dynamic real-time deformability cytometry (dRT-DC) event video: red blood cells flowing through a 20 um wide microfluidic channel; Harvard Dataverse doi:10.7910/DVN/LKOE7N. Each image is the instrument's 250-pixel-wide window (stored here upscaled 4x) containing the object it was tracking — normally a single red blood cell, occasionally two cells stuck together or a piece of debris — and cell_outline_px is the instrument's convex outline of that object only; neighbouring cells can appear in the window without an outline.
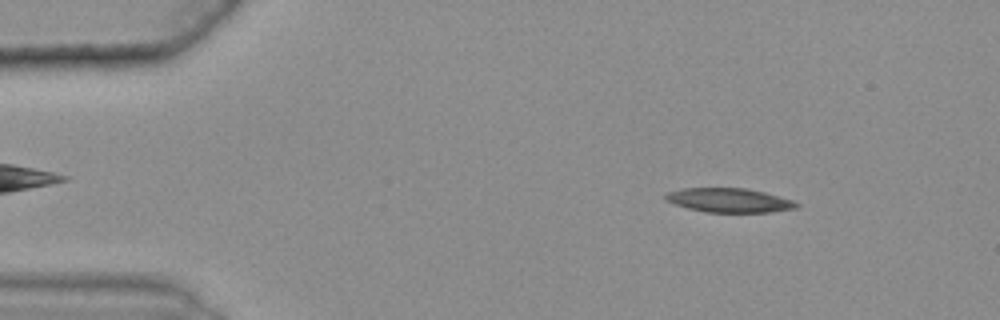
{"species": "common noctule bat (a hibernating species)", "species_latin": "Nyctalus noctula", "temperature_condition": "warm", "stored_images_in_passage": 47, "camera_frame_rate_fps": 3000, "um_per_image_px": 0.085, "animal": {"sex": "female", "body_mass_g": 25.1}, "frame": {"image": 1, "passage_image": 7, "time_ms": 2.0, "image_size_px": [1000, 320], "cell_outline_px": [[800, 204], [796, 208], [768, 212], [704, 212], [688, 208], [676, 204], [668, 200], [664, 196], [668, 192], [680, 188], [748, 188], [764, 192], [792, 200]], "centroid_in_image_um": [61.98, 17.02], "position_along_channel_um": 23.0, "area_um2": 18.26}}
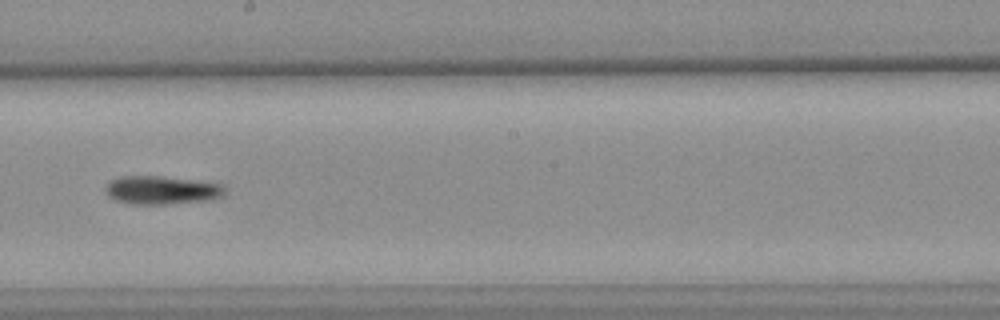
{"frame": {"image": 2, "passage_image": 31, "time_ms": 10.0, "image_size_px": [1000, 320], "cell_outline_px": [[228, 196], [216, 200], [164, 204], [128, 204], [116, 200], [108, 196], [104, 188], [112, 180], [120, 176], [160, 176], [208, 180], [224, 184], [228, 192]], "centroid_in_image_um": [13.91, 16.15], "position_along_channel_um": 234.3, "area_um2": 20.63}}
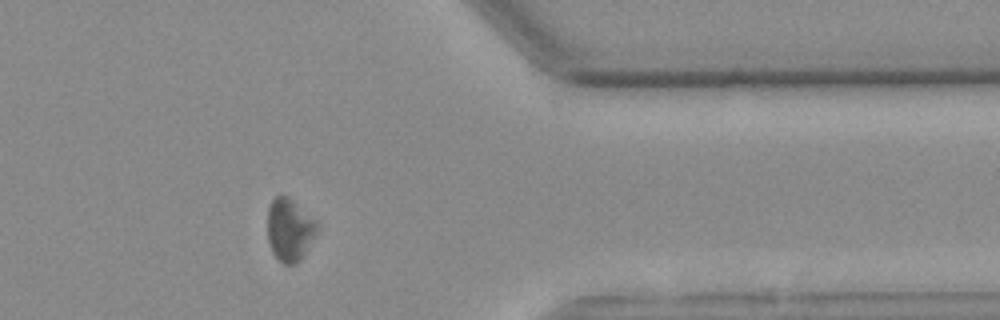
{"frame": {"image": 3, "passage_image": 45, "time_ms": 14.667, "image_size_px": [1000, 320], "cell_outline_px": [[320, 228], [300, 260], [296, 264], [284, 264], [272, 252], [268, 240], [268, 208], [272, 200], [276, 196], [288, 196], [316, 220], [320, 224]], "centroid_in_image_um": [24.64, 19.52], "position_along_channel_um": 386.8, "area_um2": 18.09}}